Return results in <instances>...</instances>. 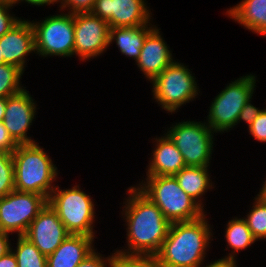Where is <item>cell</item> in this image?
Here are the masks:
<instances>
[{
	"label": "cell",
	"instance_id": "28",
	"mask_svg": "<svg viewBox=\"0 0 266 267\" xmlns=\"http://www.w3.org/2000/svg\"><path fill=\"white\" fill-rule=\"evenodd\" d=\"M15 4L7 1H0V37L12 29L21 18L10 13ZM14 15V16H13Z\"/></svg>",
	"mask_w": 266,
	"mask_h": 267
},
{
	"label": "cell",
	"instance_id": "27",
	"mask_svg": "<svg viewBox=\"0 0 266 267\" xmlns=\"http://www.w3.org/2000/svg\"><path fill=\"white\" fill-rule=\"evenodd\" d=\"M15 190L12 153L0 152V198Z\"/></svg>",
	"mask_w": 266,
	"mask_h": 267
},
{
	"label": "cell",
	"instance_id": "36",
	"mask_svg": "<svg viewBox=\"0 0 266 267\" xmlns=\"http://www.w3.org/2000/svg\"><path fill=\"white\" fill-rule=\"evenodd\" d=\"M237 264L235 260L221 258L218 260L215 259V261H211L210 263L208 262L206 266L201 265L200 267H238Z\"/></svg>",
	"mask_w": 266,
	"mask_h": 267
},
{
	"label": "cell",
	"instance_id": "6",
	"mask_svg": "<svg viewBox=\"0 0 266 267\" xmlns=\"http://www.w3.org/2000/svg\"><path fill=\"white\" fill-rule=\"evenodd\" d=\"M150 83L153 86L152 99L156 100L162 110L171 114L184 104L194 101L200 93L196 77L180 61L171 63Z\"/></svg>",
	"mask_w": 266,
	"mask_h": 267
},
{
	"label": "cell",
	"instance_id": "30",
	"mask_svg": "<svg viewBox=\"0 0 266 267\" xmlns=\"http://www.w3.org/2000/svg\"><path fill=\"white\" fill-rule=\"evenodd\" d=\"M249 134L259 142H266V110L262 109L248 128Z\"/></svg>",
	"mask_w": 266,
	"mask_h": 267
},
{
	"label": "cell",
	"instance_id": "24",
	"mask_svg": "<svg viewBox=\"0 0 266 267\" xmlns=\"http://www.w3.org/2000/svg\"><path fill=\"white\" fill-rule=\"evenodd\" d=\"M252 204V209L244 219L257 241L266 240V200L257 194Z\"/></svg>",
	"mask_w": 266,
	"mask_h": 267
},
{
	"label": "cell",
	"instance_id": "26",
	"mask_svg": "<svg viewBox=\"0 0 266 267\" xmlns=\"http://www.w3.org/2000/svg\"><path fill=\"white\" fill-rule=\"evenodd\" d=\"M112 267H166L156 255L129 254L114 250Z\"/></svg>",
	"mask_w": 266,
	"mask_h": 267
},
{
	"label": "cell",
	"instance_id": "9",
	"mask_svg": "<svg viewBox=\"0 0 266 267\" xmlns=\"http://www.w3.org/2000/svg\"><path fill=\"white\" fill-rule=\"evenodd\" d=\"M34 30L35 54L41 57L74 55L73 14L60 13L41 21H30Z\"/></svg>",
	"mask_w": 266,
	"mask_h": 267
},
{
	"label": "cell",
	"instance_id": "18",
	"mask_svg": "<svg viewBox=\"0 0 266 267\" xmlns=\"http://www.w3.org/2000/svg\"><path fill=\"white\" fill-rule=\"evenodd\" d=\"M94 237L69 234L61 245L47 256V267H76L94 250Z\"/></svg>",
	"mask_w": 266,
	"mask_h": 267
},
{
	"label": "cell",
	"instance_id": "8",
	"mask_svg": "<svg viewBox=\"0 0 266 267\" xmlns=\"http://www.w3.org/2000/svg\"><path fill=\"white\" fill-rule=\"evenodd\" d=\"M170 126L165 133L180 151L186 166H210L216 133L205 121L183 120Z\"/></svg>",
	"mask_w": 266,
	"mask_h": 267
},
{
	"label": "cell",
	"instance_id": "7",
	"mask_svg": "<svg viewBox=\"0 0 266 267\" xmlns=\"http://www.w3.org/2000/svg\"><path fill=\"white\" fill-rule=\"evenodd\" d=\"M255 74H247L231 81L210 104L205 123L215 133L228 132L236 127L238 116L255 93Z\"/></svg>",
	"mask_w": 266,
	"mask_h": 267
},
{
	"label": "cell",
	"instance_id": "5",
	"mask_svg": "<svg viewBox=\"0 0 266 267\" xmlns=\"http://www.w3.org/2000/svg\"><path fill=\"white\" fill-rule=\"evenodd\" d=\"M47 203L57 213L69 234L95 238V204L79 185L69 189H61L56 185Z\"/></svg>",
	"mask_w": 266,
	"mask_h": 267
},
{
	"label": "cell",
	"instance_id": "1",
	"mask_svg": "<svg viewBox=\"0 0 266 267\" xmlns=\"http://www.w3.org/2000/svg\"><path fill=\"white\" fill-rule=\"evenodd\" d=\"M127 193L121 212L127 226V246L118 251L156 255L167 237L171 223L136 186L127 188Z\"/></svg>",
	"mask_w": 266,
	"mask_h": 267
},
{
	"label": "cell",
	"instance_id": "25",
	"mask_svg": "<svg viewBox=\"0 0 266 267\" xmlns=\"http://www.w3.org/2000/svg\"><path fill=\"white\" fill-rule=\"evenodd\" d=\"M23 74L24 71L18 66L7 63L0 65V98H8L25 88L20 80Z\"/></svg>",
	"mask_w": 266,
	"mask_h": 267
},
{
	"label": "cell",
	"instance_id": "35",
	"mask_svg": "<svg viewBox=\"0 0 266 267\" xmlns=\"http://www.w3.org/2000/svg\"><path fill=\"white\" fill-rule=\"evenodd\" d=\"M0 267H18L16 257L12 250L0 258Z\"/></svg>",
	"mask_w": 266,
	"mask_h": 267
},
{
	"label": "cell",
	"instance_id": "14",
	"mask_svg": "<svg viewBox=\"0 0 266 267\" xmlns=\"http://www.w3.org/2000/svg\"><path fill=\"white\" fill-rule=\"evenodd\" d=\"M69 235L57 213L47 203L23 235L44 255H51Z\"/></svg>",
	"mask_w": 266,
	"mask_h": 267
},
{
	"label": "cell",
	"instance_id": "10",
	"mask_svg": "<svg viewBox=\"0 0 266 267\" xmlns=\"http://www.w3.org/2000/svg\"><path fill=\"white\" fill-rule=\"evenodd\" d=\"M46 204L43 195L13 190L0 198V230L24 235Z\"/></svg>",
	"mask_w": 266,
	"mask_h": 267
},
{
	"label": "cell",
	"instance_id": "39",
	"mask_svg": "<svg viewBox=\"0 0 266 267\" xmlns=\"http://www.w3.org/2000/svg\"><path fill=\"white\" fill-rule=\"evenodd\" d=\"M266 179V178H265ZM263 187L259 191V196L266 200V180L263 182Z\"/></svg>",
	"mask_w": 266,
	"mask_h": 267
},
{
	"label": "cell",
	"instance_id": "29",
	"mask_svg": "<svg viewBox=\"0 0 266 267\" xmlns=\"http://www.w3.org/2000/svg\"><path fill=\"white\" fill-rule=\"evenodd\" d=\"M59 3V10L61 12L69 10L67 13L76 14L91 12L95 0H60Z\"/></svg>",
	"mask_w": 266,
	"mask_h": 267
},
{
	"label": "cell",
	"instance_id": "17",
	"mask_svg": "<svg viewBox=\"0 0 266 267\" xmlns=\"http://www.w3.org/2000/svg\"><path fill=\"white\" fill-rule=\"evenodd\" d=\"M153 142L155 147L147 166L146 177L174 176L186 166L180 151L166 133L154 138Z\"/></svg>",
	"mask_w": 266,
	"mask_h": 267
},
{
	"label": "cell",
	"instance_id": "13",
	"mask_svg": "<svg viewBox=\"0 0 266 267\" xmlns=\"http://www.w3.org/2000/svg\"><path fill=\"white\" fill-rule=\"evenodd\" d=\"M34 100L26 87L7 98L3 123L18 144L37 143L27 135L39 109Z\"/></svg>",
	"mask_w": 266,
	"mask_h": 267
},
{
	"label": "cell",
	"instance_id": "23",
	"mask_svg": "<svg viewBox=\"0 0 266 267\" xmlns=\"http://www.w3.org/2000/svg\"><path fill=\"white\" fill-rule=\"evenodd\" d=\"M16 247L11 250L14 253L18 267H47V257L23 235L17 237Z\"/></svg>",
	"mask_w": 266,
	"mask_h": 267
},
{
	"label": "cell",
	"instance_id": "41",
	"mask_svg": "<svg viewBox=\"0 0 266 267\" xmlns=\"http://www.w3.org/2000/svg\"><path fill=\"white\" fill-rule=\"evenodd\" d=\"M0 1H7V2H11L14 4L17 0H0Z\"/></svg>",
	"mask_w": 266,
	"mask_h": 267
},
{
	"label": "cell",
	"instance_id": "19",
	"mask_svg": "<svg viewBox=\"0 0 266 267\" xmlns=\"http://www.w3.org/2000/svg\"><path fill=\"white\" fill-rule=\"evenodd\" d=\"M225 13L252 33L266 37V0H242Z\"/></svg>",
	"mask_w": 266,
	"mask_h": 267
},
{
	"label": "cell",
	"instance_id": "33",
	"mask_svg": "<svg viewBox=\"0 0 266 267\" xmlns=\"http://www.w3.org/2000/svg\"><path fill=\"white\" fill-rule=\"evenodd\" d=\"M251 100L252 98L249 101H247L244 107L242 108L238 116L237 125L241 121H244L245 123L248 124V128H249L252 122L257 118L258 114L261 112V109L252 105Z\"/></svg>",
	"mask_w": 266,
	"mask_h": 267
},
{
	"label": "cell",
	"instance_id": "12",
	"mask_svg": "<svg viewBox=\"0 0 266 267\" xmlns=\"http://www.w3.org/2000/svg\"><path fill=\"white\" fill-rule=\"evenodd\" d=\"M146 0H95L91 13L108 22L110 28L148 25L152 12Z\"/></svg>",
	"mask_w": 266,
	"mask_h": 267
},
{
	"label": "cell",
	"instance_id": "11",
	"mask_svg": "<svg viewBox=\"0 0 266 267\" xmlns=\"http://www.w3.org/2000/svg\"><path fill=\"white\" fill-rule=\"evenodd\" d=\"M74 55L84 62L101 56L109 45V24L91 12L73 14Z\"/></svg>",
	"mask_w": 266,
	"mask_h": 267
},
{
	"label": "cell",
	"instance_id": "20",
	"mask_svg": "<svg viewBox=\"0 0 266 267\" xmlns=\"http://www.w3.org/2000/svg\"><path fill=\"white\" fill-rule=\"evenodd\" d=\"M156 27L150 22L148 25L135 27H115L109 29V45L116 42L118 50L137 62L146 36Z\"/></svg>",
	"mask_w": 266,
	"mask_h": 267
},
{
	"label": "cell",
	"instance_id": "2",
	"mask_svg": "<svg viewBox=\"0 0 266 267\" xmlns=\"http://www.w3.org/2000/svg\"><path fill=\"white\" fill-rule=\"evenodd\" d=\"M205 213L192 221L170 224L166 239L156 254L166 267H200L213 240L211 224Z\"/></svg>",
	"mask_w": 266,
	"mask_h": 267
},
{
	"label": "cell",
	"instance_id": "16",
	"mask_svg": "<svg viewBox=\"0 0 266 267\" xmlns=\"http://www.w3.org/2000/svg\"><path fill=\"white\" fill-rule=\"evenodd\" d=\"M172 51L156 26L147 36L136 62L148 81H152L167 66L173 63Z\"/></svg>",
	"mask_w": 266,
	"mask_h": 267
},
{
	"label": "cell",
	"instance_id": "40",
	"mask_svg": "<svg viewBox=\"0 0 266 267\" xmlns=\"http://www.w3.org/2000/svg\"><path fill=\"white\" fill-rule=\"evenodd\" d=\"M2 64H5V62H4L3 56L1 55V52H0V65H2Z\"/></svg>",
	"mask_w": 266,
	"mask_h": 267
},
{
	"label": "cell",
	"instance_id": "32",
	"mask_svg": "<svg viewBox=\"0 0 266 267\" xmlns=\"http://www.w3.org/2000/svg\"><path fill=\"white\" fill-rule=\"evenodd\" d=\"M18 143L7 131L3 121L0 122V152L13 153L18 147Z\"/></svg>",
	"mask_w": 266,
	"mask_h": 267
},
{
	"label": "cell",
	"instance_id": "4",
	"mask_svg": "<svg viewBox=\"0 0 266 267\" xmlns=\"http://www.w3.org/2000/svg\"><path fill=\"white\" fill-rule=\"evenodd\" d=\"M145 180L135 186L157 205L170 223L192 221L206 213L174 176H147Z\"/></svg>",
	"mask_w": 266,
	"mask_h": 267
},
{
	"label": "cell",
	"instance_id": "3",
	"mask_svg": "<svg viewBox=\"0 0 266 267\" xmlns=\"http://www.w3.org/2000/svg\"><path fill=\"white\" fill-rule=\"evenodd\" d=\"M15 190L43 195L47 200L56 187L58 168L39 143L19 144L12 153Z\"/></svg>",
	"mask_w": 266,
	"mask_h": 267
},
{
	"label": "cell",
	"instance_id": "31",
	"mask_svg": "<svg viewBox=\"0 0 266 267\" xmlns=\"http://www.w3.org/2000/svg\"><path fill=\"white\" fill-rule=\"evenodd\" d=\"M112 257L113 253L104 257L96 249L89 254L81 263L76 267H112Z\"/></svg>",
	"mask_w": 266,
	"mask_h": 267
},
{
	"label": "cell",
	"instance_id": "38",
	"mask_svg": "<svg viewBox=\"0 0 266 267\" xmlns=\"http://www.w3.org/2000/svg\"><path fill=\"white\" fill-rule=\"evenodd\" d=\"M6 105H7V98H0V122L3 121Z\"/></svg>",
	"mask_w": 266,
	"mask_h": 267
},
{
	"label": "cell",
	"instance_id": "21",
	"mask_svg": "<svg viewBox=\"0 0 266 267\" xmlns=\"http://www.w3.org/2000/svg\"><path fill=\"white\" fill-rule=\"evenodd\" d=\"M209 168V166H185L176 175H174L180 187L204 211V198H202V196H204L209 189L211 190L214 188V183L210 179Z\"/></svg>",
	"mask_w": 266,
	"mask_h": 267
},
{
	"label": "cell",
	"instance_id": "37",
	"mask_svg": "<svg viewBox=\"0 0 266 267\" xmlns=\"http://www.w3.org/2000/svg\"><path fill=\"white\" fill-rule=\"evenodd\" d=\"M60 0H17L14 4L17 5L21 2H26L32 6H47V5H54V3H58Z\"/></svg>",
	"mask_w": 266,
	"mask_h": 267
},
{
	"label": "cell",
	"instance_id": "15",
	"mask_svg": "<svg viewBox=\"0 0 266 267\" xmlns=\"http://www.w3.org/2000/svg\"><path fill=\"white\" fill-rule=\"evenodd\" d=\"M0 52L5 63L18 66L25 71L26 56L35 53L34 30L30 20L21 19L0 37Z\"/></svg>",
	"mask_w": 266,
	"mask_h": 267
},
{
	"label": "cell",
	"instance_id": "22",
	"mask_svg": "<svg viewBox=\"0 0 266 267\" xmlns=\"http://www.w3.org/2000/svg\"><path fill=\"white\" fill-rule=\"evenodd\" d=\"M225 239L227 242V249L231 248V253L222 258L236 261L237 253L246 250L253 245L257 240L253 237L246 220L242 218H232L227 222L225 228ZM230 247V248H229ZM233 249V250H232ZM236 256V257H235Z\"/></svg>",
	"mask_w": 266,
	"mask_h": 267
},
{
	"label": "cell",
	"instance_id": "34",
	"mask_svg": "<svg viewBox=\"0 0 266 267\" xmlns=\"http://www.w3.org/2000/svg\"><path fill=\"white\" fill-rule=\"evenodd\" d=\"M10 233L0 230V258L11 250Z\"/></svg>",
	"mask_w": 266,
	"mask_h": 267
}]
</instances>
